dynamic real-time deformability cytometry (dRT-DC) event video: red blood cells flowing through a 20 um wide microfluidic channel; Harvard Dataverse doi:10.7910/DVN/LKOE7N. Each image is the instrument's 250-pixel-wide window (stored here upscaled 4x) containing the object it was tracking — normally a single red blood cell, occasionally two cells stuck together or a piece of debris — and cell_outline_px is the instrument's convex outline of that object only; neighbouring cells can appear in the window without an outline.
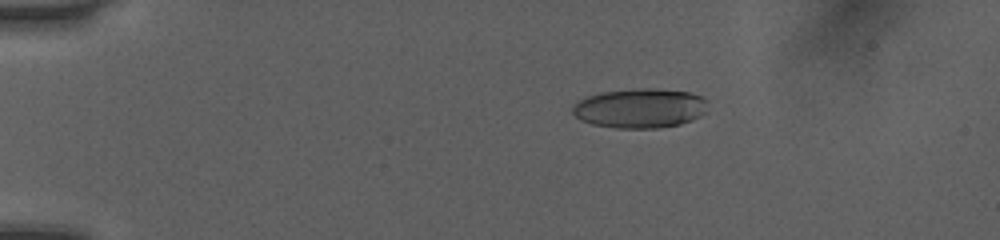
{"species": "human", "species_latin": "Homo sapiens", "temperature_condition": "room temperature", "stored_images_in_passage": 52, "camera_frame_rate_fps": 3000, "um_per_image_px": 0.085, "donor": {"sex": "female"}, "frame": {"image": 1, "passage_image": 11, "time_ms": 3.333, "image_size_px": [1000, 240], "cell_outline_px": [[708, 112], [692, 120], [680, 124], [660, 128], [616, 128], [592, 124], [580, 120], [572, 112], [572, 104], [588, 96], [600, 92], [640, 88], [652, 88], [688, 92], [700, 96], [708, 100]], "centroid_in_image_um": [54.42, 9.2], "position_along_channel_um": 30.6, "area_um2": 31.44}}
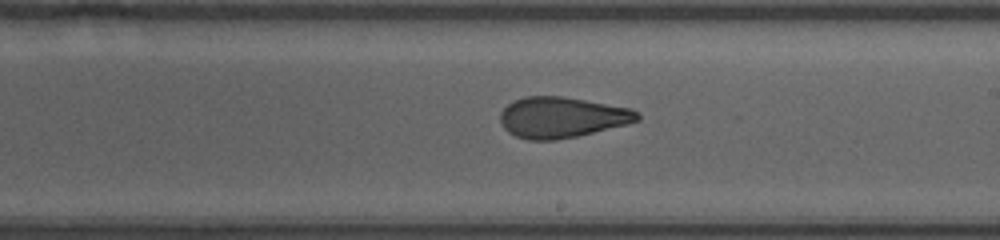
{"frame": {"image": 2, "passage_image": 32, "time_ms": 10.333, "image_size_px": [1000, 240], "cell_outline_px": [[640, 120], [628, 124], [576, 136], [556, 140], [528, 140], [516, 136], [508, 132], [504, 128], [500, 120], [500, 112], [508, 104], [524, 96], [560, 96], [632, 108], [640, 112]], "centroid_in_image_um": [47.77, 9.97], "position_along_channel_um": 241.2, "area_um2": 32.54}}
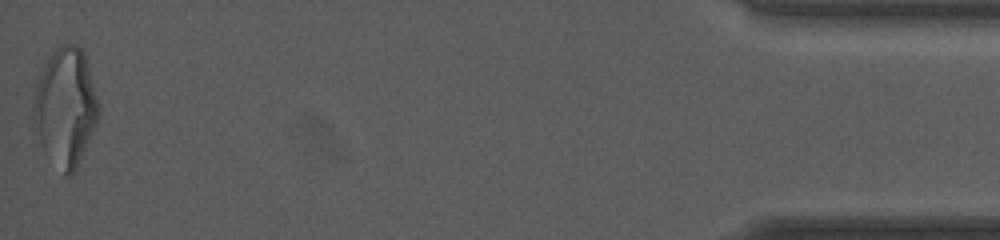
{"frame": {"image": 3, "passage_image": 52, "time_ms": 17.0, "image_size_px": [1000, 240], "cell_outline_px": [[100, 116], [76, 168], [68, 176], [64, 176], [40, 136], [36, 104], [36, 88], [40, 76], [52, 52], [60, 44], [72, 44], [80, 48], [84, 52], [100, 112]], "centroid_in_image_um": [5.66, 9.03], "position_along_channel_um": 429.5, "area_um2": 42.08}, "authors_computed_cell_mechanics": {"area_um2": 32.8015, "velocity_mm_per_s": 4.0864, "shape_relaxation_time_tau1_ms": 4.8286, "shape_relaxation_time_tau2_ms": 1.4982, "deformation_change_tau1": 0.1992, "deformation_change_tau2": 0.0943}}